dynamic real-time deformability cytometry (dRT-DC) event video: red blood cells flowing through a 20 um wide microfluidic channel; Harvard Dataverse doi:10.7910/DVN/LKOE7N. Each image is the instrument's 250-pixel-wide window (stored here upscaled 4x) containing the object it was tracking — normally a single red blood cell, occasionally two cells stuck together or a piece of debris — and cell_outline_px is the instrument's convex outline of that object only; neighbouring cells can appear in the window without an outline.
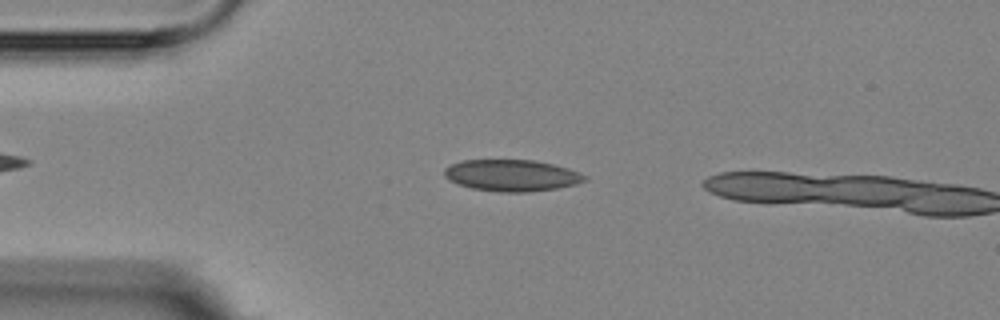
{"species": "Egyptian fruit bat (a non-hibernating species)", "species_latin": "Rousettus aegyptiacus", "temperature_condition": "room temperature", "stored_images_in_passage": 3, "camera_frame_rate_fps": 3000, "um_per_image_px": 0.085, "animal": {"sex": "female"}, "frame": {"image": 1, "passage_image": 2, "time_ms": 1.333, "image_size_px": [1000, 320], "cell_outline_px": [[588, 180], [576, 184], [556, 188], [524, 192], [500, 192], [472, 188], [448, 180], [444, 176], [444, 168], [460, 160], [536, 160], [568, 168], [588, 176]], "centroid_in_image_um": [43.5, 14.9], "position_along_channel_um": 41.5, "area_um2": 25.78}}